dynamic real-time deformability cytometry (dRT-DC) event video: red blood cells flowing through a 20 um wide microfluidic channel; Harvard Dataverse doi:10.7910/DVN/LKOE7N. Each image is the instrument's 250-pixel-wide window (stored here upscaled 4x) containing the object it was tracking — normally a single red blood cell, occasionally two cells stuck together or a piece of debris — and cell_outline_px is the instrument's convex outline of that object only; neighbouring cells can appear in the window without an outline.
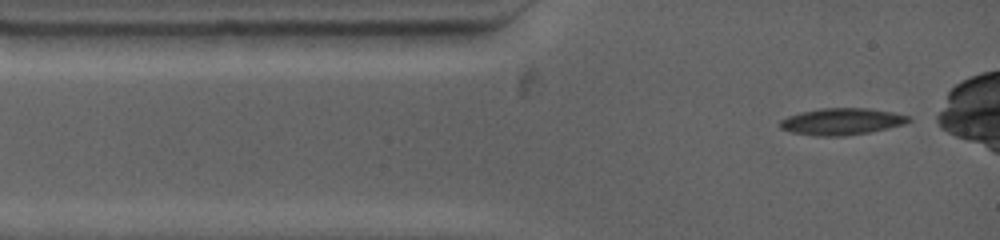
{"species": "common noctule bat (a hibernating species)", "species_latin": "Nyctalus noctula", "temperature_condition": "warm", "stored_images_in_passage": 11, "camera_frame_rate_fps": 4500, "um_per_image_px": 0.085, "animal": {"sex": "female", "body_mass_g": 19.0, "forearm_length_mm": 53.3}, "frame": {"image": 1, "passage_image": 1, "time_ms": 0.0, "image_size_px": [1000, 240], "cell_outline_px": [[912, 120], [904, 124], [888, 128], [868, 132], [844, 136], [820, 136], [792, 132], [780, 128], [780, 120], [788, 116], [800, 112], [820, 108], [868, 108], [892, 112], [912, 116]], "centroid_in_image_um": [71.57, 10.32], "position_along_channel_um": 13.4, "area_um2": 20.0}}
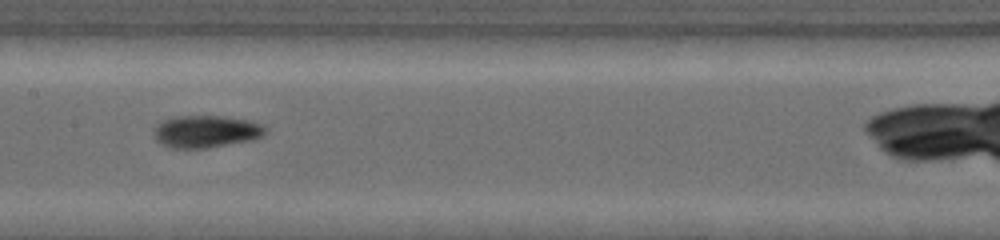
{"frame": {"image": 2, "passage_image": 7, "time_ms": 5.333, "image_size_px": [1000, 240], "cell_outline_px": [[268, 132], [264, 136], [256, 140], [208, 148], [168, 148], [160, 144], [156, 140], [152, 132], [156, 124], [160, 120], [176, 116], [220, 116], [248, 120], [264, 124], [268, 128]], "centroid_in_image_um": [17.53, 11.19], "position_along_channel_um": 189.9, "area_um2": 21.68}}
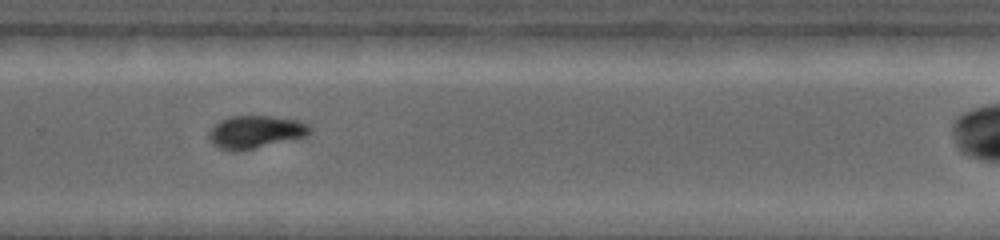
{"frame": {"image": 3, "passage_image": 10, "time_ms": 8.444, "image_size_px": [1000, 240], "cell_outline_px": [[312, 132], [308, 136], [240, 152], [236, 152], [220, 148], [212, 144], [208, 136], [208, 132], [220, 120], [232, 116], [272, 116], [296, 120], [308, 124], [312, 128]], "centroid_in_image_um": [21.73, 11.23], "position_along_channel_um": 308.1, "area_um2": 19.48}}